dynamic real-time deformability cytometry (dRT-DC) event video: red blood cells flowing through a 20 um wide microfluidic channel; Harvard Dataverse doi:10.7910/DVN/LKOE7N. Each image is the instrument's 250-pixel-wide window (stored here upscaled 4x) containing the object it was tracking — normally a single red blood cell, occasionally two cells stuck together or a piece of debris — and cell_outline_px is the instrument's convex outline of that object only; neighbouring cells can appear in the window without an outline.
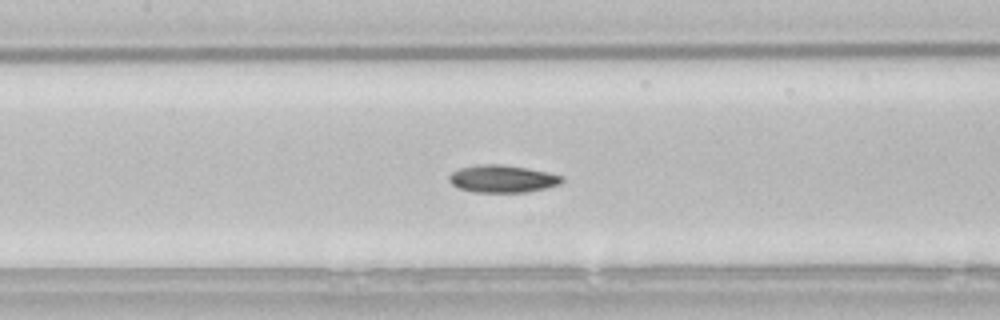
{"species": "common noctule bat (a hibernating species)", "species_latin": "Nyctalus noctula", "temperature_condition": "room temperature", "stored_images_in_passage": 54, "camera_frame_rate_fps": 3000, "um_per_image_px": 0.085, "animal": {"sex": "male", "body_mass_g": 21.5, "forearm_length_mm": 52.0}, "frame": {"image": 1, "passage_image": 24, "time_ms": 7.667, "image_size_px": [1000, 320], "cell_outline_px": [[564, 180], [560, 184], [528, 192], [472, 192], [456, 188], [448, 180], [448, 176], [452, 172], [460, 168], [484, 164], [500, 164], [528, 168], [548, 172], [564, 176]], "centroid_in_image_um": [42.7, 15.2], "position_along_channel_um": 164.7, "area_um2": 18.15}}
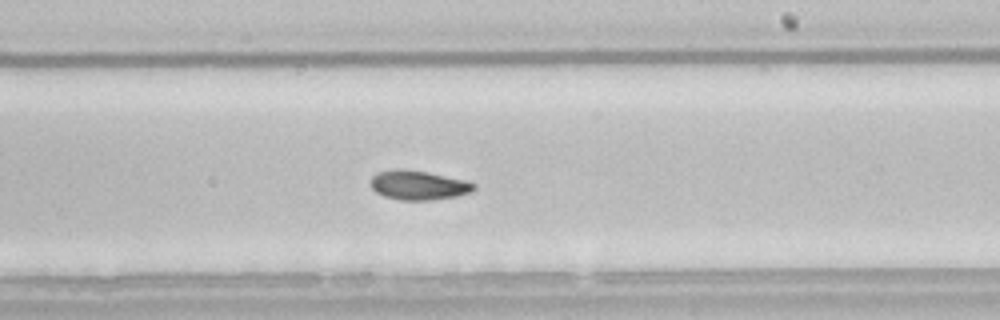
{"frame": {"image": 2, "passage_image": 31, "time_ms": 10.0, "image_size_px": [1000, 320], "cell_outline_px": [[476, 188], [472, 192], [456, 196], [432, 200], [400, 200], [384, 196], [376, 192], [372, 188], [372, 176], [376, 172], [392, 168], [400, 168], [428, 172], [464, 180], [476, 184]], "centroid_in_image_um": [35.56, 15.73], "position_along_channel_um": 253.4, "area_um2": 17.74}, "authors_computed_cell_mechanics": {"area_um2": 17.7157, "velocity_mm_per_s": 3.8209, "shape_relaxation_time_tau1_ms": 10.1798, "shape_relaxation_time_tau2_ms": 10.1303, "deformation_change_tau1": 0.2005, "deformation_change_tau2": 0.1498}}